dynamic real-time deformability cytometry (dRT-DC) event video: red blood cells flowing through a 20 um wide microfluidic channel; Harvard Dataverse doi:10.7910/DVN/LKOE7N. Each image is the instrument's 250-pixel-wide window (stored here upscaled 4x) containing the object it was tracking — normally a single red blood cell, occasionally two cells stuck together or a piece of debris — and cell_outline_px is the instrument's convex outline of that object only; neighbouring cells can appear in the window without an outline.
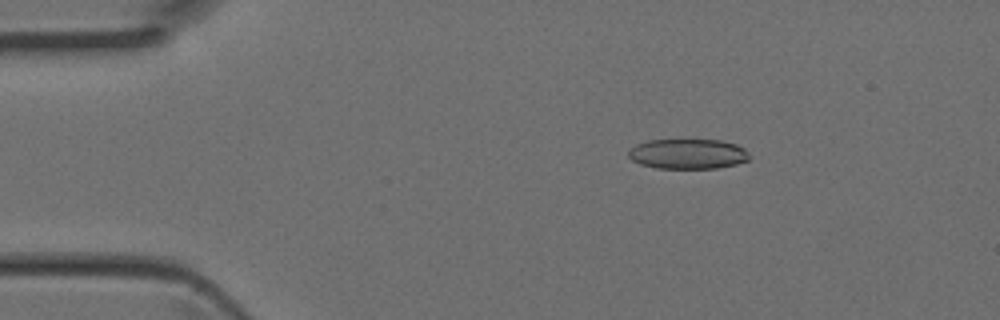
{"species": "Egyptian fruit bat (a non-hibernating species)", "species_latin": "Rousettus aegyptiacus", "temperature_condition": "room temperature", "stored_images_in_passage": 43, "camera_frame_rate_fps": 3000, "um_per_image_px": 0.085, "animal": {"sex": "female"}, "frame": {"image": 1, "passage_image": 7, "time_ms": 2.0, "image_size_px": [1000, 320], "cell_outline_px": [[748, 160], [736, 164], [716, 168], [656, 168], [640, 164], [632, 160], [628, 156], [628, 148], [636, 144], [648, 140], [720, 140], [736, 144], [744, 148], [748, 152]], "centroid_in_image_um": [58.43, 13.08], "position_along_channel_um": 26.6, "area_um2": 21.21}}
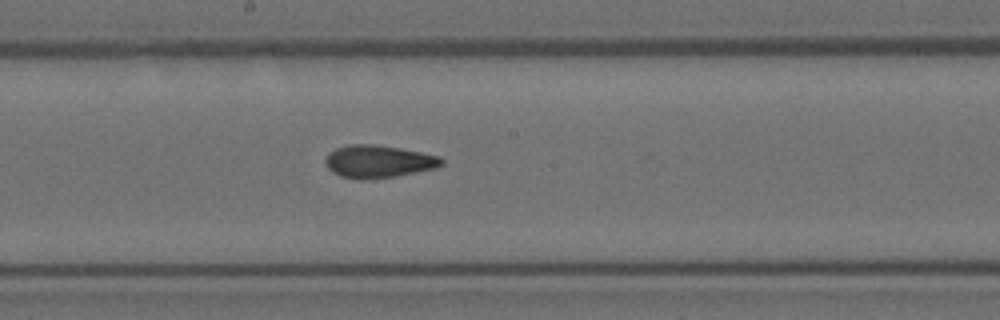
{"frame": {"image": 2, "passage_image": 23, "time_ms": 7.333, "image_size_px": [1000, 320], "cell_outline_px": [[444, 164], [436, 168], [396, 176], [360, 180], [340, 176], [332, 172], [328, 168], [324, 160], [328, 152], [336, 148], [348, 144], [372, 144], [400, 148], [440, 156], [444, 160]], "centroid_in_image_um": [32.15, 13.72], "position_along_channel_um": 216.1, "area_um2": 22.2}}
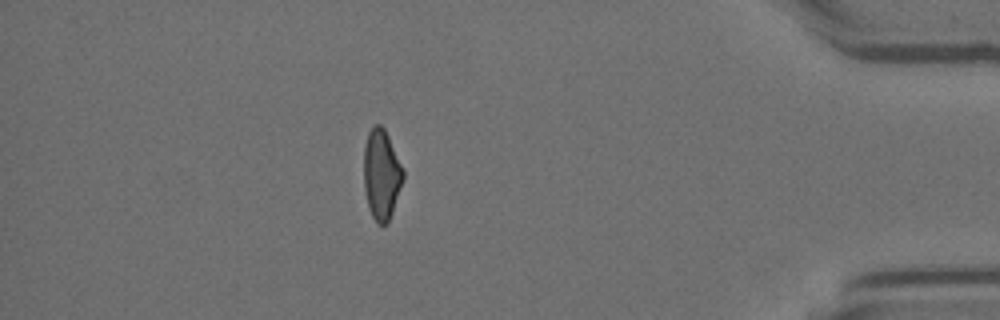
{"frame": {"image": 3, "passage_image": 38, "time_ms": 12.333, "image_size_px": [1000, 320], "cell_outline_px": [[404, 176], [388, 224], [376, 224], [368, 208], [364, 188], [364, 144], [368, 132], [376, 124], [380, 124], [384, 128], [404, 168]], "centroid_in_image_um": [32.42, 14.83], "position_along_channel_um": 402.8, "area_um2": 20.75}}